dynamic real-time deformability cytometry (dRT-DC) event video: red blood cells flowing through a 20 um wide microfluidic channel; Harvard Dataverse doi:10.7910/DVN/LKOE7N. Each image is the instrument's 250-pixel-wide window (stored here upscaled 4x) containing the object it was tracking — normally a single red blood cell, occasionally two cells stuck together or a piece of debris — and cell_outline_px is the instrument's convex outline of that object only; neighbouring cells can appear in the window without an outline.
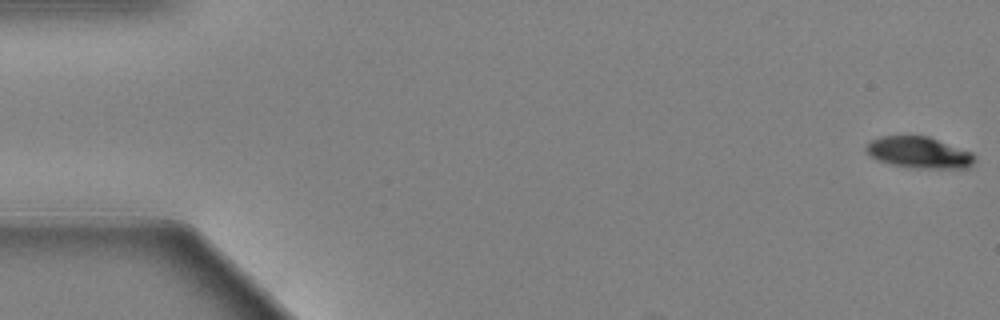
{"species": "Egyptian fruit bat (a non-hibernating species)", "species_latin": "Rousettus aegyptiacus", "temperature_condition": "warm", "stored_images_in_passage": 62, "camera_frame_rate_fps": 3000, "um_per_image_px": 0.085, "animal": {"sex": "female"}, "frame": {"image": 1, "passage_image": 1, "time_ms": 0.0, "image_size_px": [1000, 320], "cell_outline_px": [[976, 160], [968, 168], [920, 168], [892, 164], [876, 160], [864, 148], [872, 140], [880, 136], [928, 136], [972, 152], [976, 156]], "centroid_in_image_um": [78.15, 12.96], "position_along_channel_um": 6.8, "area_um2": 19.71}}
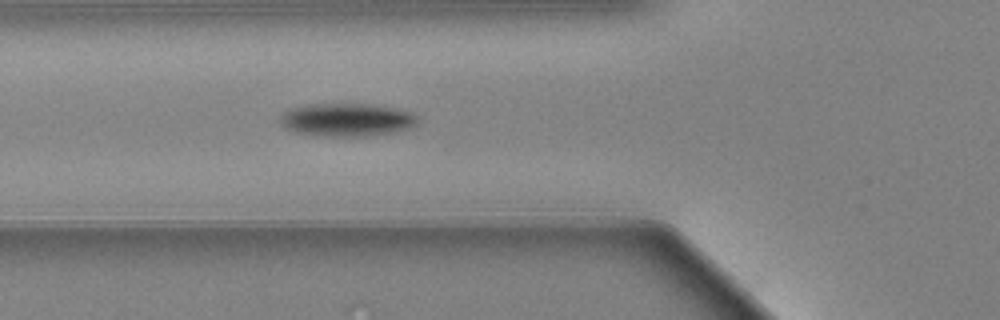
{"frame": {"image": 2, "passage_image": 23, "time_ms": 7.333, "image_size_px": [1000, 320], "cell_outline_px": [[416, 124], [412, 128], [372, 136], [316, 136], [296, 132], [284, 128], [280, 120], [288, 112], [296, 108], [316, 104], [368, 104], [392, 108], [412, 112], [416, 116]], "centroid_in_image_um": [29.54, 10.21], "position_along_channel_um": 96.3, "area_um2": 26.01}}
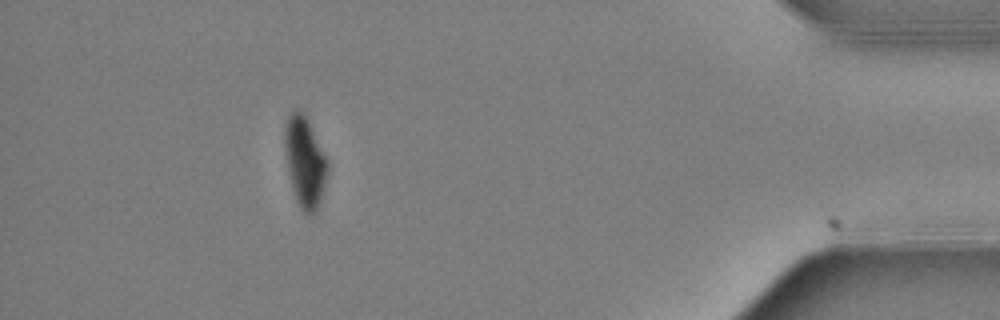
{"frame": {"image": 3, "passage_image": 56, "time_ms": 18.333, "image_size_px": [1000, 320], "cell_outline_px": [[328, 172], [320, 204], [316, 212], [304, 212], [300, 208], [296, 200], [292, 188], [288, 168], [284, 144], [284, 128], [288, 116], [296, 108], [300, 108], [304, 112], [328, 160]], "centroid_in_image_um": [25.92, 13.73], "position_along_channel_um": 409.3, "area_um2": 22.6}, "authors_computed_cell_mechanics": {"area_um2": 23.5535, "velocity_mm_per_s": 3.3464, "shape_relaxation_time_tau1_ms": 2.7453, "shape_relaxation_time_tau2_ms": null, "deformation_change_tau1": 0.1731, "deformation_change_tau2": null}}